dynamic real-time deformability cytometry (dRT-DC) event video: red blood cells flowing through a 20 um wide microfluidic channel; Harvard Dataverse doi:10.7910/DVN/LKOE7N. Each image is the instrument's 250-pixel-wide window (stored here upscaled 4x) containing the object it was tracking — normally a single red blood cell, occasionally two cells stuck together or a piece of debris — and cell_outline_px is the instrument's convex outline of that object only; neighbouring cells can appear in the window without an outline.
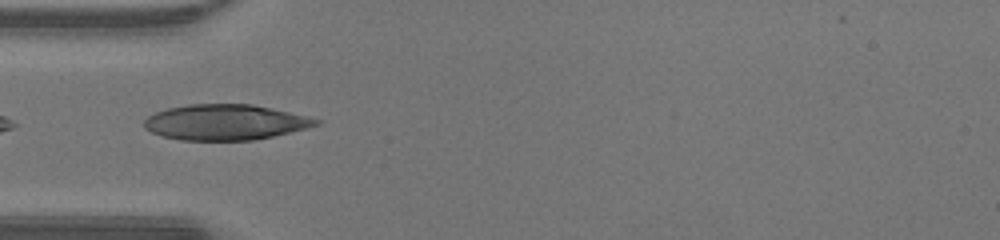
{"species": "human", "species_latin": "Homo sapiens", "temperature_condition": "warm", "stored_images_in_passage": 20, "camera_frame_rate_fps": 3000, "um_per_image_px": 0.085, "donor": {"sex": "male"}, "frame": {"image": 1, "passage_image": 1, "time_ms": 0.0, "image_size_px": [1000, 240], "cell_outline_px": [[320, 124], [308, 128], [272, 136], [252, 140], [180, 140], [164, 136], [152, 132], [144, 128], [144, 120], [148, 116], [156, 112], [168, 108], [188, 104], [252, 104], [272, 108], [320, 120]], "centroid_in_image_um": [19.12, 10.39], "position_along_channel_um": 65.9, "area_um2": 35.32}}
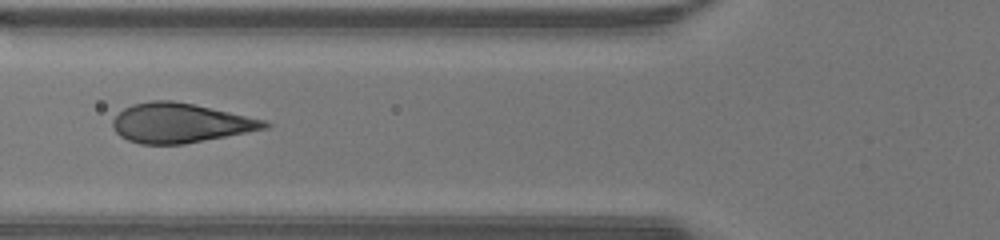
{"frame": {"image": 2, "passage_image": 4, "time_ms": 1.0, "image_size_px": [1000, 240], "cell_outline_px": [[272, 124], [268, 128], [184, 144], [140, 144], [128, 140], [120, 136], [112, 128], [112, 120], [124, 108], [132, 104], [152, 100], [172, 100], [192, 104], [264, 120]], "centroid_in_image_um": [15.27, 10.46], "position_along_channel_um": 110.5, "area_um2": 34.62}}